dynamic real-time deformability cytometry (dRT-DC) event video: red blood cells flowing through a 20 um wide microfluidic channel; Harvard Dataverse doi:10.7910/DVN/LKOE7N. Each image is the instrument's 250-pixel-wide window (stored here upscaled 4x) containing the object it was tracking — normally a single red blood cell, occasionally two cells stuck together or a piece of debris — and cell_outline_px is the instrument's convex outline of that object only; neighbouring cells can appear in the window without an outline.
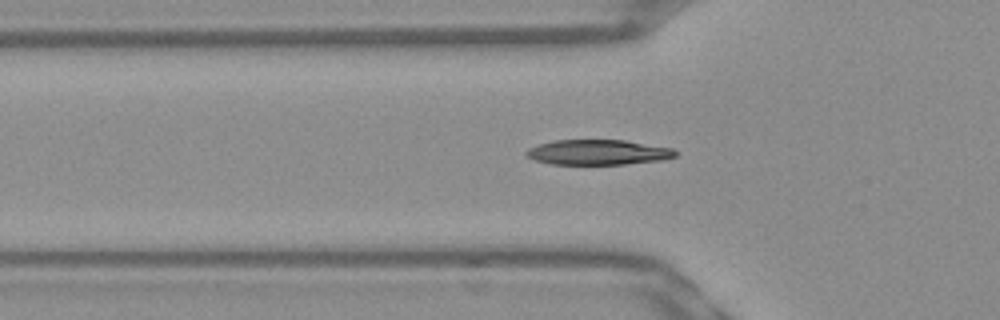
{"species": "Egyptian fruit bat (a non-hibernating species)", "species_latin": "Rousettus aegyptiacus", "temperature_condition": "warm", "stored_images_in_passage": 36, "camera_frame_rate_fps": 3000, "um_per_image_px": 0.085, "frame": {"image": 1, "passage_image": 8, "time_ms": 2.333, "image_size_px": [1000, 320], "cell_outline_px": [[676, 156], [664, 160], [624, 164], [552, 164], [536, 160], [528, 156], [524, 152], [528, 148], [540, 144], [556, 140], [624, 140], [672, 148], [676, 152]], "centroid_in_image_um": [50.85, 12.94], "position_along_channel_um": 74.9, "area_um2": 21.68}}
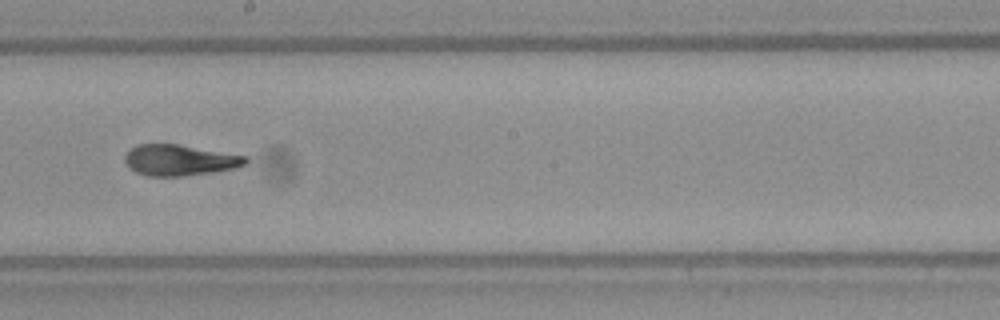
{"frame": {"image": 2, "passage_image": 20, "time_ms": 6.333, "image_size_px": [1000, 320], "cell_outline_px": [[248, 164], [240, 168], [184, 176], [148, 176], [136, 172], [124, 160], [124, 156], [136, 144], [180, 144], [248, 156]], "centroid_in_image_um": [15.35, 13.61], "position_along_channel_um": 232.9, "area_um2": 21.96}}
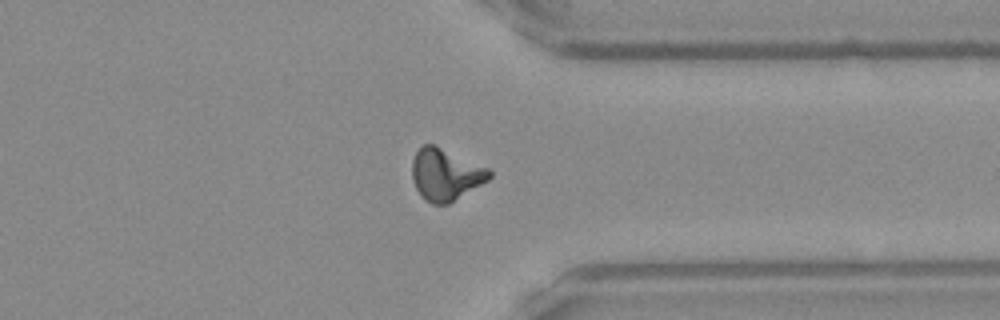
{"frame": {"image": 3, "passage_image": 31, "time_ms": 10.0, "image_size_px": [1000, 320], "cell_outline_px": [[492, 176], [488, 180], [448, 204], [432, 204], [424, 200], [420, 196], [412, 180], [412, 160], [416, 152], [424, 144], [432, 144], [488, 168], [492, 172]], "centroid_in_image_um": [37.84, 14.85], "position_along_channel_um": 373.6, "area_um2": 23.06}, "authors_computed_cell_mechanics": {"area_um2": 21.9351, "velocity_mm_per_s": 3.9166, "shape_relaxation_time_tau1_ms": 6.4109, "shape_relaxation_time_tau2_ms": 1.1479, "deformation_change_tau1": 0.24, "deformation_change_tau2": 0.0875}}